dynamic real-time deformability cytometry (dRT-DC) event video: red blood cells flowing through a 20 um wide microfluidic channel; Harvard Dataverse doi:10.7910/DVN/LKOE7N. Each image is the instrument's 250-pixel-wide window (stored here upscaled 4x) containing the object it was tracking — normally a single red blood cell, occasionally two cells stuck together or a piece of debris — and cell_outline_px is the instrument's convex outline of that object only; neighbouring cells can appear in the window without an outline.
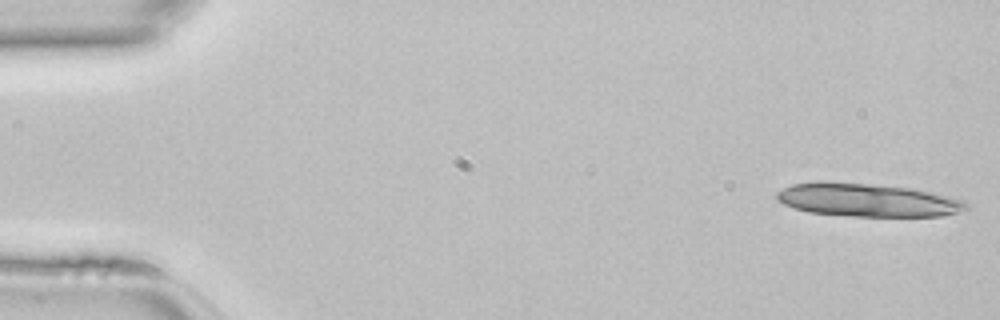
{"species": "common noctule bat (a hibernating species)", "species_latin": "Nyctalus noctula", "temperature_condition": "room temperature", "stored_images_in_passage": 19, "camera_frame_rate_fps": 3000, "um_per_image_px": 0.085, "animal": {"sex": "female", "body_mass_g": 22.7, "forearm_length_mm": 54.2}, "frame": {"image": 1, "passage_image": 1, "time_ms": 0.0, "image_size_px": [1000, 320], "cell_outline_px": [[968, 208], [956, 212], [940, 216], [856, 216], [808, 212], [792, 208], [776, 200], [776, 192], [792, 184], [816, 180], [820, 180], [868, 184], [912, 188], [964, 200], [968, 204]], "centroid_in_image_um": [73.65, 16.99], "position_along_channel_um": 11.3, "area_um2": 36.65}}